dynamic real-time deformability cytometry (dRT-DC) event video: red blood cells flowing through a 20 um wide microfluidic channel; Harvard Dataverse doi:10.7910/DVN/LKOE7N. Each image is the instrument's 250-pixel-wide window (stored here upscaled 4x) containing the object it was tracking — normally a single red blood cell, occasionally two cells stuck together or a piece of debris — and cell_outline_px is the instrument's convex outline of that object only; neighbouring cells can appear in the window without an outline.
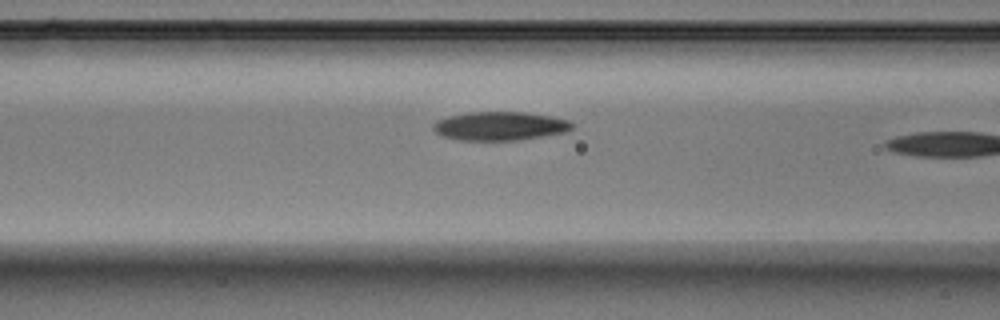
{"species": "Egyptian fruit bat (a non-hibernating species)", "species_latin": "Rousettus aegyptiacus", "temperature_condition": "warm", "stored_images_in_passage": 15, "camera_frame_rate_fps": 3000, "um_per_image_px": 0.085, "animal": {"sex": "male"}, "frame": {"image": 1, "passage_image": 13, "time_ms": 4.0, "image_size_px": [1000, 320], "cell_outline_px": [[572, 128], [564, 132], [516, 140], [460, 140], [444, 136], [436, 132], [432, 128], [432, 124], [436, 120], [448, 116], [468, 112], [524, 112], [552, 116], [568, 120], [572, 124]], "centroid_in_image_um": [42.45, 10.7], "position_along_channel_um": 124.2, "area_um2": 23.0}}